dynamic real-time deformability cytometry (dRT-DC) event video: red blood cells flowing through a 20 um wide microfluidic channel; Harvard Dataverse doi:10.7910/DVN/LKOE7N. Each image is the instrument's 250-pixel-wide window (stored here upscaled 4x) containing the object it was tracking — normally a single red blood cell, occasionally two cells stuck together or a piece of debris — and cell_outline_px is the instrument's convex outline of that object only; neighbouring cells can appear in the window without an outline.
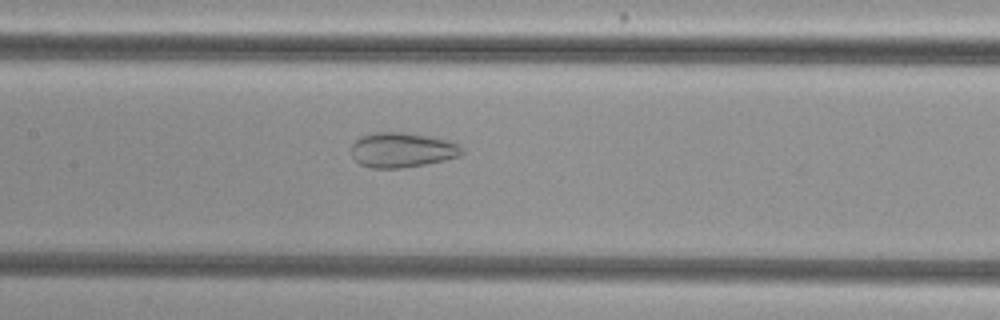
{"species": "common noctule bat (a hibernating species)", "species_latin": "Nyctalus noctula", "temperature_condition": "cold", "stored_images_in_passage": 50, "camera_frame_rate_fps": 3000, "um_per_image_px": 0.085, "animal": {"sex": "female", "body_mass_g": 29.2, "forearm_length_mm": 56.3}, "frame": {"image": 1, "passage_image": 22, "time_ms": 7.0, "image_size_px": [1000, 320], "cell_outline_px": [[464, 152], [460, 156], [444, 160], [424, 164], [400, 168], [372, 168], [360, 164], [352, 156], [352, 144], [360, 136], [376, 132], [400, 132], [428, 136], [444, 140], [456, 144], [464, 148]], "centroid_in_image_um": [34.16, 12.75], "position_along_channel_um": 173.2, "area_um2": 22.25}}
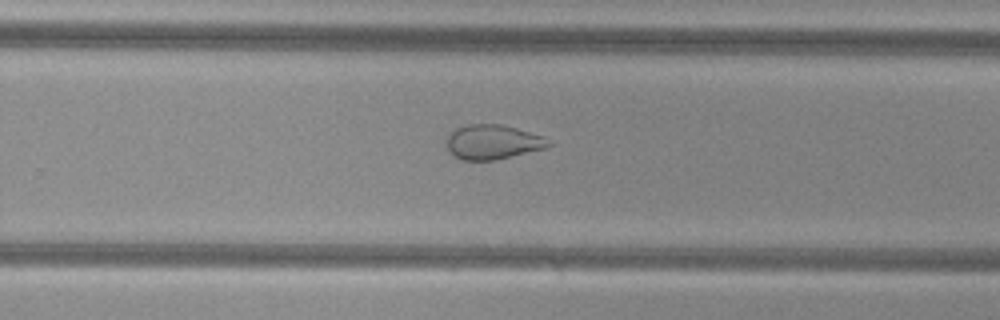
{"frame": {"image": 2, "passage_image": 31, "time_ms": 10.0, "image_size_px": [1000, 320], "cell_outline_px": [[552, 144], [544, 148], [496, 160], [460, 160], [452, 156], [448, 152], [444, 144], [444, 140], [456, 128], [468, 124], [500, 124], [516, 128], [544, 136]], "centroid_in_image_um": [41.81, 12.08], "position_along_channel_um": 288.0, "area_um2": 20.75}}
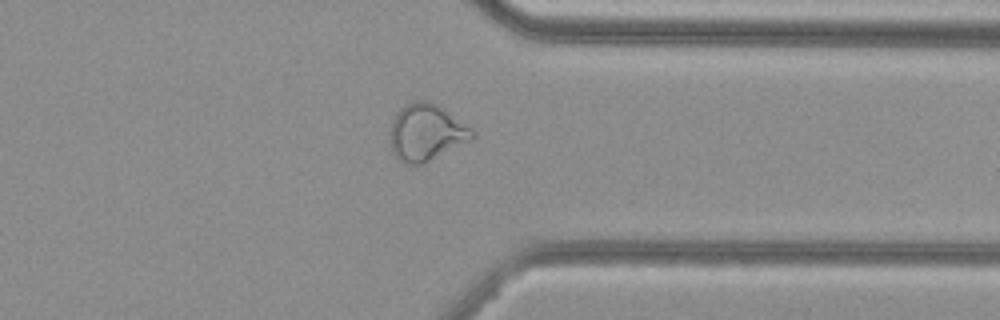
{"frame": {"image": 3, "passage_image": 38, "time_ms": 12.333, "image_size_px": [1000, 320], "cell_outline_px": [[476, 136], [472, 140], [424, 164], [404, 164], [392, 152], [388, 140], [392, 120], [396, 112], [404, 104], [416, 100], [428, 100], [436, 104], [472, 128], [476, 132]], "centroid_in_image_um": [36.21, 11.27], "position_along_channel_um": 375.2, "area_um2": 27.63}, "authors_computed_cell_mechanics": {"area_um2": 29.6514, "velocity_mm_per_s": 3.8346, "shape_relaxation_time_tau1_ms": null, "shape_relaxation_time_tau2_ms": 1.4944, "deformation_change_tau1": null, "deformation_change_tau2": 0.0766}}